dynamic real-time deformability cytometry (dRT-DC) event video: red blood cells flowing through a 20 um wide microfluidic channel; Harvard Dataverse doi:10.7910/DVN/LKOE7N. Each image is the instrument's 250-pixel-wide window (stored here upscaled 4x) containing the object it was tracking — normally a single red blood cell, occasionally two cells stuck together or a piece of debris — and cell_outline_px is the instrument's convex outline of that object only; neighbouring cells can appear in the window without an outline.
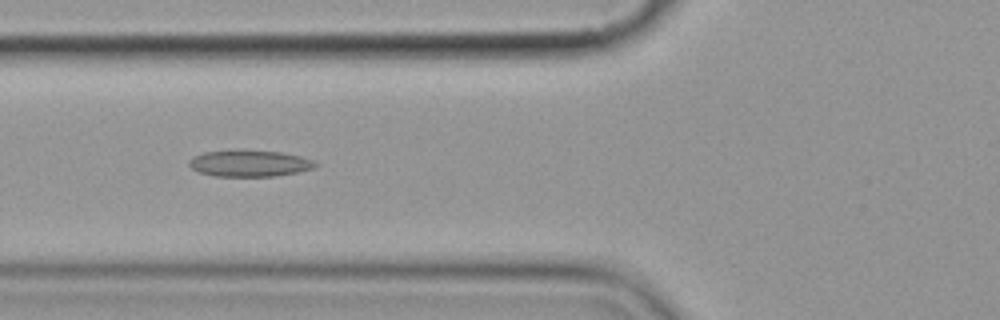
{"species": "common noctule bat (a hibernating species)", "species_latin": "Nyctalus noctula", "temperature_condition": "cold", "stored_images_in_passage": 6, "camera_frame_rate_fps": 3000, "um_per_image_px": 0.085, "animal": {"sex": "female", "body_mass_g": 19.9}, "frame": {"image": 1, "passage_image": 5, "time_ms": 5.667, "image_size_px": [1000, 320], "cell_outline_px": [[316, 164], [312, 168], [296, 172], [276, 176], [216, 176], [200, 172], [192, 168], [188, 164], [188, 160], [192, 156], [204, 152], [280, 152], [300, 156], [312, 160]], "centroid_in_image_um": [21.17, 13.91], "position_along_channel_um": 104.6, "area_um2": 18.61}}
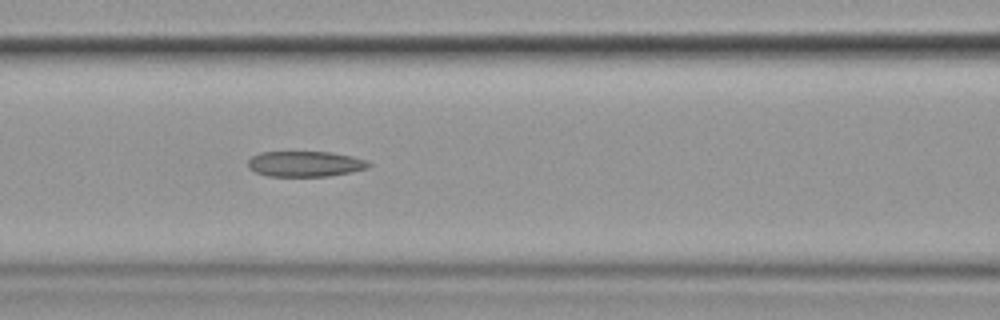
{"frame": {"image": 2, "passage_image": 6, "time_ms": 6.667, "image_size_px": [1000, 320], "cell_outline_px": [[372, 164], [368, 168], [352, 172], [328, 176], [268, 176], [256, 172], [248, 168], [248, 160], [252, 156], [260, 152], [332, 152], [352, 156], [368, 160]], "centroid_in_image_um": [25.97, 13.93], "position_along_channel_um": 140.6, "area_um2": 18.09}}